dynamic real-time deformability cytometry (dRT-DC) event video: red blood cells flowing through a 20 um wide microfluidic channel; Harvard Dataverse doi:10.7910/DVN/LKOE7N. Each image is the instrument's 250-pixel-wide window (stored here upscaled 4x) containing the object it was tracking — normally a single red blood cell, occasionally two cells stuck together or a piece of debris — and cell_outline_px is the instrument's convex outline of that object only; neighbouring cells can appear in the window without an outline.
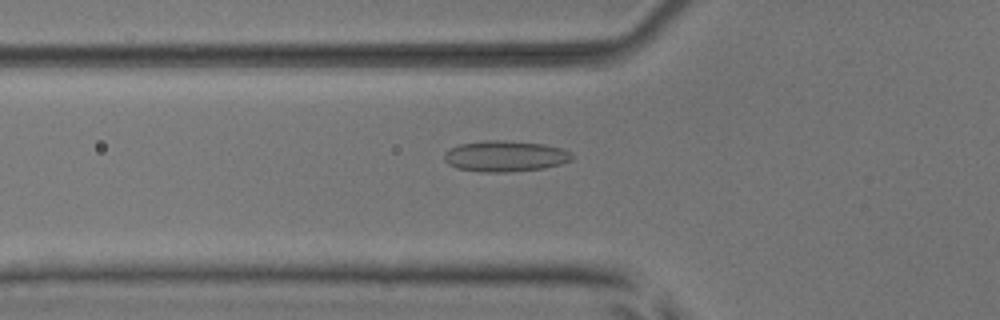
{"species": "common noctule bat (a hibernating species)", "species_latin": "Nyctalus noctula", "temperature_condition": "room temperature", "stored_images_in_passage": 39, "camera_frame_rate_fps": 3000, "um_per_image_px": 0.085, "animal": {"sex": "male", "body_mass_g": 17.9, "forearm_length_mm": 54.2}, "frame": {"image": 1, "passage_image": 5, "time_ms": 1.333, "image_size_px": [1000, 320], "cell_outline_px": [[572, 160], [560, 164], [544, 168], [508, 172], [480, 172], [456, 168], [448, 164], [444, 160], [444, 152], [460, 144], [484, 140], [500, 140], [544, 144], [560, 148], [572, 152]], "centroid_in_image_um": [42.92, 13.28], "position_along_channel_um": 82.9, "area_um2": 23.06}}
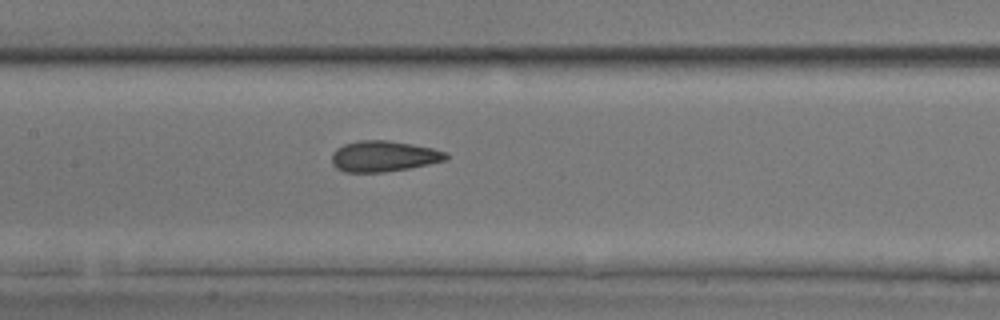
{"frame": {"image": 2, "passage_image": 12, "time_ms": 3.667, "image_size_px": [1000, 320], "cell_outline_px": [[448, 160], [408, 168], [384, 172], [344, 172], [336, 168], [332, 164], [332, 152], [336, 148], [344, 144], [356, 140], [388, 140], [412, 144], [432, 148], [448, 152]], "centroid_in_image_um": [32.6, 13.27], "position_along_channel_um": 174.8, "area_um2": 20.69}}
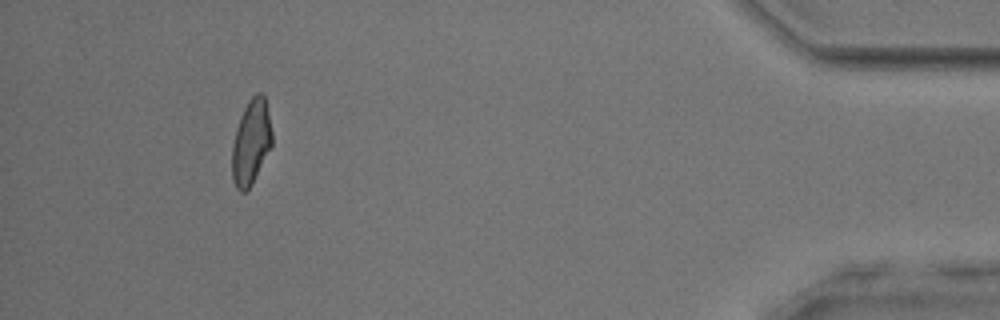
{"frame": {"image": 3, "passage_image": 35, "time_ms": 11.333, "image_size_px": [1000, 320], "cell_outline_px": [[272, 144], [252, 184], [244, 192], [240, 192], [236, 188], [232, 180], [232, 144], [236, 128], [240, 116], [248, 100], [256, 92], [260, 92], [264, 96], [268, 112], [272, 132]], "centroid_in_image_um": [21.32, 12.08], "position_along_channel_um": 413.9, "area_um2": 19.77}, "authors_computed_cell_mechanics": {"area_um2": 20.4612, "velocity_mm_per_s": 3.9246, "shape_relaxation_time_tau1_ms": 6.6488, "shape_relaxation_time_tau2_ms": 1.4646, "deformation_change_tau1": 0.1563, "deformation_change_tau2": 0.0832}}